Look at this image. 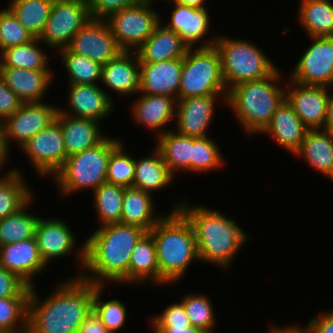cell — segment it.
Instances as JSON below:
<instances>
[{"label":"cell","instance_id":"35","mask_svg":"<svg viewBox=\"0 0 333 333\" xmlns=\"http://www.w3.org/2000/svg\"><path fill=\"white\" fill-rule=\"evenodd\" d=\"M39 38L0 52V67H14L28 70H53L49 66V56L44 52Z\"/></svg>","mask_w":333,"mask_h":333},{"label":"cell","instance_id":"6","mask_svg":"<svg viewBox=\"0 0 333 333\" xmlns=\"http://www.w3.org/2000/svg\"><path fill=\"white\" fill-rule=\"evenodd\" d=\"M107 136L101 143L66 158L64 165L52 177L60 196H70L82 190L93 192L107 182V167L111 152L123 141ZM64 195V196H63Z\"/></svg>","mask_w":333,"mask_h":333},{"label":"cell","instance_id":"44","mask_svg":"<svg viewBox=\"0 0 333 333\" xmlns=\"http://www.w3.org/2000/svg\"><path fill=\"white\" fill-rule=\"evenodd\" d=\"M124 144L121 142L111 152L107 167V183L127 188L133 187L135 158L125 151Z\"/></svg>","mask_w":333,"mask_h":333},{"label":"cell","instance_id":"19","mask_svg":"<svg viewBox=\"0 0 333 333\" xmlns=\"http://www.w3.org/2000/svg\"><path fill=\"white\" fill-rule=\"evenodd\" d=\"M35 239L43 262L48 265L50 261L71 255L78 241L74 236L70 224L61 218L40 217L35 230Z\"/></svg>","mask_w":333,"mask_h":333},{"label":"cell","instance_id":"23","mask_svg":"<svg viewBox=\"0 0 333 333\" xmlns=\"http://www.w3.org/2000/svg\"><path fill=\"white\" fill-rule=\"evenodd\" d=\"M55 74L53 70L0 67V76L5 84L23 103L43 102Z\"/></svg>","mask_w":333,"mask_h":333},{"label":"cell","instance_id":"5","mask_svg":"<svg viewBox=\"0 0 333 333\" xmlns=\"http://www.w3.org/2000/svg\"><path fill=\"white\" fill-rule=\"evenodd\" d=\"M282 75V70L277 68L268 77L243 81L228 90L225 105L233 112L248 136L259 133L262 135L261 132L285 99L286 76Z\"/></svg>","mask_w":333,"mask_h":333},{"label":"cell","instance_id":"17","mask_svg":"<svg viewBox=\"0 0 333 333\" xmlns=\"http://www.w3.org/2000/svg\"><path fill=\"white\" fill-rule=\"evenodd\" d=\"M288 79V81H287ZM285 98L309 130L323 129L331 88L303 85L286 78Z\"/></svg>","mask_w":333,"mask_h":333},{"label":"cell","instance_id":"12","mask_svg":"<svg viewBox=\"0 0 333 333\" xmlns=\"http://www.w3.org/2000/svg\"><path fill=\"white\" fill-rule=\"evenodd\" d=\"M25 154L42 177H53L66 161L63 132L55 120L48 127L30 138L20 151Z\"/></svg>","mask_w":333,"mask_h":333},{"label":"cell","instance_id":"26","mask_svg":"<svg viewBox=\"0 0 333 333\" xmlns=\"http://www.w3.org/2000/svg\"><path fill=\"white\" fill-rule=\"evenodd\" d=\"M55 120L63 132L67 157L96 146L108 136L102 133L101 122L95 119L68 116L58 111Z\"/></svg>","mask_w":333,"mask_h":333},{"label":"cell","instance_id":"9","mask_svg":"<svg viewBox=\"0 0 333 333\" xmlns=\"http://www.w3.org/2000/svg\"><path fill=\"white\" fill-rule=\"evenodd\" d=\"M154 9L153 5L142 1L105 19L123 51L137 50L152 35L155 27L163 20Z\"/></svg>","mask_w":333,"mask_h":333},{"label":"cell","instance_id":"8","mask_svg":"<svg viewBox=\"0 0 333 333\" xmlns=\"http://www.w3.org/2000/svg\"><path fill=\"white\" fill-rule=\"evenodd\" d=\"M208 95H228L222 77L219 51L215 45L189 47L182 58L177 100Z\"/></svg>","mask_w":333,"mask_h":333},{"label":"cell","instance_id":"11","mask_svg":"<svg viewBox=\"0 0 333 333\" xmlns=\"http://www.w3.org/2000/svg\"><path fill=\"white\" fill-rule=\"evenodd\" d=\"M311 45L287 76L303 85L333 87V36L309 37Z\"/></svg>","mask_w":333,"mask_h":333},{"label":"cell","instance_id":"27","mask_svg":"<svg viewBox=\"0 0 333 333\" xmlns=\"http://www.w3.org/2000/svg\"><path fill=\"white\" fill-rule=\"evenodd\" d=\"M164 21L155 27L152 35L135 50L139 62H160L183 58L188 45L176 32L166 28Z\"/></svg>","mask_w":333,"mask_h":333},{"label":"cell","instance_id":"51","mask_svg":"<svg viewBox=\"0 0 333 333\" xmlns=\"http://www.w3.org/2000/svg\"><path fill=\"white\" fill-rule=\"evenodd\" d=\"M77 333H112L101 322L99 316L92 309L80 325Z\"/></svg>","mask_w":333,"mask_h":333},{"label":"cell","instance_id":"3","mask_svg":"<svg viewBox=\"0 0 333 333\" xmlns=\"http://www.w3.org/2000/svg\"><path fill=\"white\" fill-rule=\"evenodd\" d=\"M178 202L170 209L179 210L191 223L199 261L228 270L237 253L249 241V234L243 231L234 218L221 211L203 204L190 206L184 199Z\"/></svg>","mask_w":333,"mask_h":333},{"label":"cell","instance_id":"14","mask_svg":"<svg viewBox=\"0 0 333 333\" xmlns=\"http://www.w3.org/2000/svg\"><path fill=\"white\" fill-rule=\"evenodd\" d=\"M67 49L101 65L116 58L123 51L106 20L92 18L74 35Z\"/></svg>","mask_w":333,"mask_h":333},{"label":"cell","instance_id":"56","mask_svg":"<svg viewBox=\"0 0 333 333\" xmlns=\"http://www.w3.org/2000/svg\"><path fill=\"white\" fill-rule=\"evenodd\" d=\"M174 2L196 9L207 8L205 3L206 0H174Z\"/></svg>","mask_w":333,"mask_h":333},{"label":"cell","instance_id":"28","mask_svg":"<svg viewBox=\"0 0 333 333\" xmlns=\"http://www.w3.org/2000/svg\"><path fill=\"white\" fill-rule=\"evenodd\" d=\"M154 200L152 193L135 187L125 188L120 223L149 232L165 216V212L155 214Z\"/></svg>","mask_w":333,"mask_h":333},{"label":"cell","instance_id":"38","mask_svg":"<svg viewBox=\"0 0 333 333\" xmlns=\"http://www.w3.org/2000/svg\"><path fill=\"white\" fill-rule=\"evenodd\" d=\"M124 187L114 184H101L92 193L93 205L97 214L98 225L120 223L122 214V203Z\"/></svg>","mask_w":333,"mask_h":333},{"label":"cell","instance_id":"30","mask_svg":"<svg viewBox=\"0 0 333 333\" xmlns=\"http://www.w3.org/2000/svg\"><path fill=\"white\" fill-rule=\"evenodd\" d=\"M150 283L159 286V267L156 245L152 235L146 232L136 243L129 261L128 285Z\"/></svg>","mask_w":333,"mask_h":333},{"label":"cell","instance_id":"1","mask_svg":"<svg viewBox=\"0 0 333 333\" xmlns=\"http://www.w3.org/2000/svg\"><path fill=\"white\" fill-rule=\"evenodd\" d=\"M145 233L137 226L122 223L98 227L78 246L76 261L79 273L74 277L102 286L110 282L128 285L131 253Z\"/></svg>","mask_w":333,"mask_h":333},{"label":"cell","instance_id":"48","mask_svg":"<svg viewBox=\"0 0 333 333\" xmlns=\"http://www.w3.org/2000/svg\"><path fill=\"white\" fill-rule=\"evenodd\" d=\"M144 0H87L92 19H107L111 14L141 3Z\"/></svg>","mask_w":333,"mask_h":333},{"label":"cell","instance_id":"34","mask_svg":"<svg viewBox=\"0 0 333 333\" xmlns=\"http://www.w3.org/2000/svg\"><path fill=\"white\" fill-rule=\"evenodd\" d=\"M298 22L308 37L333 36V1L300 0Z\"/></svg>","mask_w":333,"mask_h":333},{"label":"cell","instance_id":"42","mask_svg":"<svg viewBox=\"0 0 333 333\" xmlns=\"http://www.w3.org/2000/svg\"><path fill=\"white\" fill-rule=\"evenodd\" d=\"M29 297L0 298V333H27Z\"/></svg>","mask_w":333,"mask_h":333},{"label":"cell","instance_id":"57","mask_svg":"<svg viewBox=\"0 0 333 333\" xmlns=\"http://www.w3.org/2000/svg\"><path fill=\"white\" fill-rule=\"evenodd\" d=\"M144 1H146L147 3H149V4H151V5H155V2L154 1H156V0H144ZM165 1H167L166 3H171L172 1L174 2V0H165ZM164 0H163V2H165Z\"/></svg>","mask_w":333,"mask_h":333},{"label":"cell","instance_id":"24","mask_svg":"<svg viewBox=\"0 0 333 333\" xmlns=\"http://www.w3.org/2000/svg\"><path fill=\"white\" fill-rule=\"evenodd\" d=\"M182 58L160 62H140L139 93L178 97Z\"/></svg>","mask_w":333,"mask_h":333},{"label":"cell","instance_id":"18","mask_svg":"<svg viewBox=\"0 0 333 333\" xmlns=\"http://www.w3.org/2000/svg\"><path fill=\"white\" fill-rule=\"evenodd\" d=\"M172 4L171 15L164 26L180 35L188 47H209L215 44L218 35L209 38L210 15L207 8L196 9L179 3ZM207 37V38H205ZM209 38V39H208Z\"/></svg>","mask_w":333,"mask_h":333},{"label":"cell","instance_id":"37","mask_svg":"<svg viewBox=\"0 0 333 333\" xmlns=\"http://www.w3.org/2000/svg\"><path fill=\"white\" fill-rule=\"evenodd\" d=\"M54 0H11L7 7L18 21L33 35L42 34Z\"/></svg>","mask_w":333,"mask_h":333},{"label":"cell","instance_id":"10","mask_svg":"<svg viewBox=\"0 0 333 333\" xmlns=\"http://www.w3.org/2000/svg\"><path fill=\"white\" fill-rule=\"evenodd\" d=\"M91 19L87 0H54L39 40L56 53Z\"/></svg>","mask_w":333,"mask_h":333},{"label":"cell","instance_id":"53","mask_svg":"<svg viewBox=\"0 0 333 333\" xmlns=\"http://www.w3.org/2000/svg\"><path fill=\"white\" fill-rule=\"evenodd\" d=\"M299 325H290V326H286V327H279L276 325H273L270 327V329H268V331L270 333H312L311 330L308 328V326H300Z\"/></svg>","mask_w":333,"mask_h":333},{"label":"cell","instance_id":"49","mask_svg":"<svg viewBox=\"0 0 333 333\" xmlns=\"http://www.w3.org/2000/svg\"><path fill=\"white\" fill-rule=\"evenodd\" d=\"M22 104L20 98L5 84L0 76V121L3 122L7 117L14 114Z\"/></svg>","mask_w":333,"mask_h":333},{"label":"cell","instance_id":"40","mask_svg":"<svg viewBox=\"0 0 333 333\" xmlns=\"http://www.w3.org/2000/svg\"><path fill=\"white\" fill-rule=\"evenodd\" d=\"M216 143V140L210 136L205 138L192 137L190 172L202 174L224 168L225 160Z\"/></svg>","mask_w":333,"mask_h":333},{"label":"cell","instance_id":"21","mask_svg":"<svg viewBox=\"0 0 333 333\" xmlns=\"http://www.w3.org/2000/svg\"><path fill=\"white\" fill-rule=\"evenodd\" d=\"M0 265L18 275L29 286L48 267L42 260L35 237L0 246Z\"/></svg>","mask_w":333,"mask_h":333},{"label":"cell","instance_id":"54","mask_svg":"<svg viewBox=\"0 0 333 333\" xmlns=\"http://www.w3.org/2000/svg\"><path fill=\"white\" fill-rule=\"evenodd\" d=\"M10 151L6 148L5 141H4V133H3V125L0 121V171L4 170L5 165L8 163L10 159ZM3 173V172H0Z\"/></svg>","mask_w":333,"mask_h":333},{"label":"cell","instance_id":"41","mask_svg":"<svg viewBox=\"0 0 333 333\" xmlns=\"http://www.w3.org/2000/svg\"><path fill=\"white\" fill-rule=\"evenodd\" d=\"M185 312L193 327L206 330L208 333H215V311L210 297L203 294L188 293L180 299Z\"/></svg>","mask_w":333,"mask_h":333},{"label":"cell","instance_id":"29","mask_svg":"<svg viewBox=\"0 0 333 333\" xmlns=\"http://www.w3.org/2000/svg\"><path fill=\"white\" fill-rule=\"evenodd\" d=\"M295 157L333 181V133L324 129L308 130Z\"/></svg>","mask_w":333,"mask_h":333},{"label":"cell","instance_id":"13","mask_svg":"<svg viewBox=\"0 0 333 333\" xmlns=\"http://www.w3.org/2000/svg\"><path fill=\"white\" fill-rule=\"evenodd\" d=\"M58 108L45 101L23 103L14 114L2 122L6 148L11 151L10 142L13 141L20 149L30 138L55 121Z\"/></svg>","mask_w":333,"mask_h":333},{"label":"cell","instance_id":"45","mask_svg":"<svg viewBox=\"0 0 333 333\" xmlns=\"http://www.w3.org/2000/svg\"><path fill=\"white\" fill-rule=\"evenodd\" d=\"M34 39L8 7L0 9V52Z\"/></svg>","mask_w":333,"mask_h":333},{"label":"cell","instance_id":"20","mask_svg":"<svg viewBox=\"0 0 333 333\" xmlns=\"http://www.w3.org/2000/svg\"><path fill=\"white\" fill-rule=\"evenodd\" d=\"M138 95L139 97L130 108L132 120L141 124L143 128L152 130V133L156 134L155 138L170 130L166 127L172 122V119L175 120L177 99L159 94L138 93L136 96Z\"/></svg>","mask_w":333,"mask_h":333},{"label":"cell","instance_id":"52","mask_svg":"<svg viewBox=\"0 0 333 333\" xmlns=\"http://www.w3.org/2000/svg\"><path fill=\"white\" fill-rule=\"evenodd\" d=\"M154 333H208L206 330L193 326L151 327Z\"/></svg>","mask_w":333,"mask_h":333},{"label":"cell","instance_id":"36","mask_svg":"<svg viewBox=\"0 0 333 333\" xmlns=\"http://www.w3.org/2000/svg\"><path fill=\"white\" fill-rule=\"evenodd\" d=\"M33 201L34 198L15 214L0 220V246L26 241L35 237L40 216L29 213V206L33 205Z\"/></svg>","mask_w":333,"mask_h":333},{"label":"cell","instance_id":"46","mask_svg":"<svg viewBox=\"0 0 333 333\" xmlns=\"http://www.w3.org/2000/svg\"><path fill=\"white\" fill-rule=\"evenodd\" d=\"M149 321L150 327L192 326L181 302L167 306L162 313L152 315Z\"/></svg>","mask_w":333,"mask_h":333},{"label":"cell","instance_id":"4","mask_svg":"<svg viewBox=\"0 0 333 333\" xmlns=\"http://www.w3.org/2000/svg\"><path fill=\"white\" fill-rule=\"evenodd\" d=\"M168 212L149 231L156 245L159 286L163 287L182 281L190 264L199 262L191 223L179 210Z\"/></svg>","mask_w":333,"mask_h":333},{"label":"cell","instance_id":"7","mask_svg":"<svg viewBox=\"0 0 333 333\" xmlns=\"http://www.w3.org/2000/svg\"><path fill=\"white\" fill-rule=\"evenodd\" d=\"M214 45L220 54L227 90L243 81L268 77L277 69L272 59L253 41L218 35Z\"/></svg>","mask_w":333,"mask_h":333},{"label":"cell","instance_id":"16","mask_svg":"<svg viewBox=\"0 0 333 333\" xmlns=\"http://www.w3.org/2000/svg\"><path fill=\"white\" fill-rule=\"evenodd\" d=\"M101 86V84H67L68 104L65 103L67 108L59 107V112L102 122L117 107L114 97L107 90L105 92Z\"/></svg>","mask_w":333,"mask_h":333},{"label":"cell","instance_id":"32","mask_svg":"<svg viewBox=\"0 0 333 333\" xmlns=\"http://www.w3.org/2000/svg\"><path fill=\"white\" fill-rule=\"evenodd\" d=\"M155 140V148L160 152L162 159L174 176L181 171L190 173L192 137L170 129Z\"/></svg>","mask_w":333,"mask_h":333},{"label":"cell","instance_id":"55","mask_svg":"<svg viewBox=\"0 0 333 333\" xmlns=\"http://www.w3.org/2000/svg\"><path fill=\"white\" fill-rule=\"evenodd\" d=\"M323 129L333 133V94H331L330 91L327 100L326 119Z\"/></svg>","mask_w":333,"mask_h":333},{"label":"cell","instance_id":"22","mask_svg":"<svg viewBox=\"0 0 333 333\" xmlns=\"http://www.w3.org/2000/svg\"><path fill=\"white\" fill-rule=\"evenodd\" d=\"M100 83L110 93L137 95L140 89V62L136 52L122 51L116 58L102 65Z\"/></svg>","mask_w":333,"mask_h":333},{"label":"cell","instance_id":"25","mask_svg":"<svg viewBox=\"0 0 333 333\" xmlns=\"http://www.w3.org/2000/svg\"><path fill=\"white\" fill-rule=\"evenodd\" d=\"M308 130L285 98L261 133L270 135L276 144L295 155Z\"/></svg>","mask_w":333,"mask_h":333},{"label":"cell","instance_id":"33","mask_svg":"<svg viewBox=\"0 0 333 333\" xmlns=\"http://www.w3.org/2000/svg\"><path fill=\"white\" fill-rule=\"evenodd\" d=\"M21 174L17 167L0 174V220L18 212L34 197Z\"/></svg>","mask_w":333,"mask_h":333},{"label":"cell","instance_id":"39","mask_svg":"<svg viewBox=\"0 0 333 333\" xmlns=\"http://www.w3.org/2000/svg\"><path fill=\"white\" fill-rule=\"evenodd\" d=\"M63 68H66L68 84H99L102 65L88 57L70 52L67 48L58 51Z\"/></svg>","mask_w":333,"mask_h":333},{"label":"cell","instance_id":"50","mask_svg":"<svg viewBox=\"0 0 333 333\" xmlns=\"http://www.w3.org/2000/svg\"><path fill=\"white\" fill-rule=\"evenodd\" d=\"M312 333H333V309L319 313L306 324Z\"/></svg>","mask_w":333,"mask_h":333},{"label":"cell","instance_id":"31","mask_svg":"<svg viewBox=\"0 0 333 333\" xmlns=\"http://www.w3.org/2000/svg\"><path fill=\"white\" fill-rule=\"evenodd\" d=\"M151 153L135 159L133 187L153 194L174 184L176 176L170 172L156 148Z\"/></svg>","mask_w":333,"mask_h":333},{"label":"cell","instance_id":"43","mask_svg":"<svg viewBox=\"0 0 333 333\" xmlns=\"http://www.w3.org/2000/svg\"><path fill=\"white\" fill-rule=\"evenodd\" d=\"M108 285H96L93 295V310L99 316L101 322L112 333H117L127 321V307L124 302L117 299L102 300L105 288ZM125 304V305H124Z\"/></svg>","mask_w":333,"mask_h":333},{"label":"cell","instance_id":"2","mask_svg":"<svg viewBox=\"0 0 333 333\" xmlns=\"http://www.w3.org/2000/svg\"><path fill=\"white\" fill-rule=\"evenodd\" d=\"M36 288L32 287L28 300L27 333H77L93 309L95 284L72 276L55 285L44 299Z\"/></svg>","mask_w":333,"mask_h":333},{"label":"cell","instance_id":"15","mask_svg":"<svg viewBox=\"0 0 333 333\" xmlns=\"http://www.w3.org/2000/svg\"><path fill=\"white\" fill-rule=\"evenodd\" d=\"M226 99L227 95H208L177 100L173 129L189 137H208L207 131L216 113V102L219 100V103L226 104Z\"/></svg>","mask_w":333,"mask_h":333},{"label":"cell","instance_id":"47","mask_svg":"<svg viewBox=\"0 0 333 333\" xmlns=\"http://www.w3.org/2000/svg\"><path fill=\"white\" fill-rule=\"evenodd\" d=\"M32 287L0 265V298L29 297Z\"/></svg>","mask_w":333,"mask_h":333}]
</instances>
